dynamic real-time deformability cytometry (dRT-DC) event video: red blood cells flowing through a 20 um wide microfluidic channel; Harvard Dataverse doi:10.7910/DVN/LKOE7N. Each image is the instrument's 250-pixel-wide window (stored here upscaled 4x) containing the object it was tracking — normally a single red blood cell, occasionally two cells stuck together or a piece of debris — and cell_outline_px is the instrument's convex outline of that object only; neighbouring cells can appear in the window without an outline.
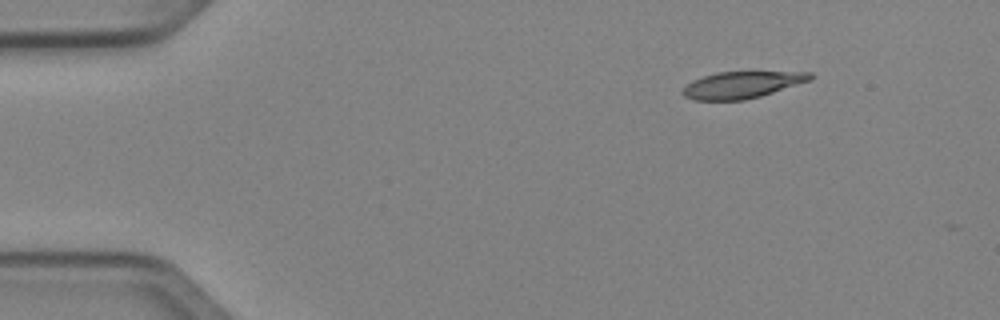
{"species": "Egyptian fruit bat (a non-hibernating species)", "species_latin": "Rousettus aegyptiacus", "temperature_condition": "cold", "stored_images_in_passage": 2, "camera_frame_rate_fps": 3000, "um_per_image_px": 0.085, "animal": {"sex": "female"}, "frame": {"image": 1, "passage_image": 1, "time_ms": 0.0, "image_size_px": [1000, 320], "cell_outline_px": [[812, 80], [760, 96], [744, 100], [692, 100], [684, 96], [680, 92], [692, 80], [716, 72], [812, 72]], "centroid_in_image_um": [63.05, 7.21], "position_along_channel_um": 22.0, "area_um2": 19.77}}